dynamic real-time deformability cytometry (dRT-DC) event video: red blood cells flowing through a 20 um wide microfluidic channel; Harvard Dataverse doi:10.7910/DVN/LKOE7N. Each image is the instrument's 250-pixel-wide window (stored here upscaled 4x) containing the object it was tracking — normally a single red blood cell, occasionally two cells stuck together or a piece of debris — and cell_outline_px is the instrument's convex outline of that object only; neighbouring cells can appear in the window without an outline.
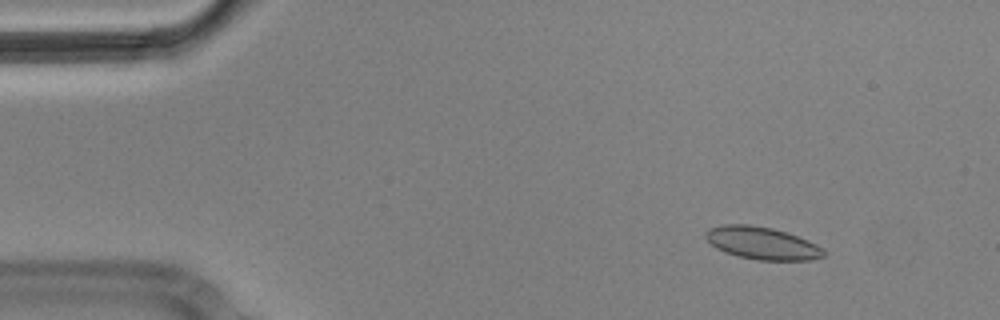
{"species": "Egyptian fruit bat (a non-hibernating species)", "species_latin": "Rousettus aegyptiacus", "temperature_condition": "cold", "stored_images_in_passage": 6, "camera_frame_rate_fps": 3000, "um_per_image_px": 0.085, "animal": {"sex": "male"}, "frame": {"image": 1, "passage_image": 2, "time_ms": 0.333, "image_size_px": [1000, 320], "cell_outline_px": [[824, 256], [812, 260], [756, 260], [724, 252], [716, 248], [704, 236], [704, 232], [708, 228], [724, 224], [748, 224], [772, 228], [788, 232], [808, 240], [824, 248]], "centroid_in_image_um": [64.77, 20.66], "position_along_channel_um": 20.2, "area_um2": 22.48}}
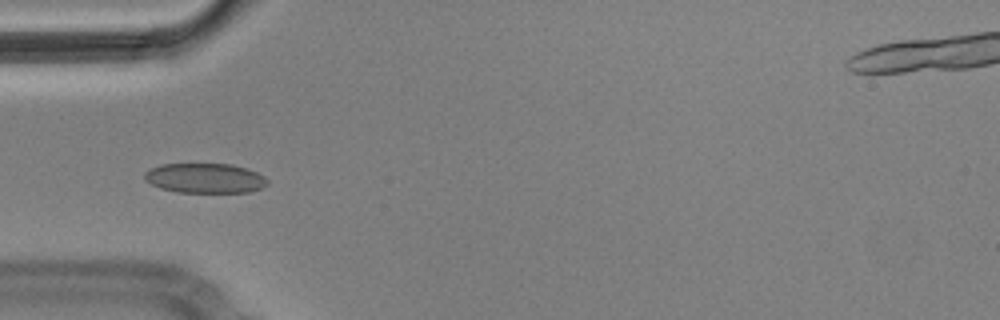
{"frame": {"image": 2, "passage_image": 5, "time_ms": 1.333, "image_size_px": [1000, 320], "cell_outline_px": [[268, 184], [260, 188], [248, 192], [176, 192], [160, 188], [144, 180], [144, 172], [160, 164], [232, 164], [256, 172], [264, 176], [268, 180]], "centroid_in_image_um": [17.4, 15.14], "position_along_channel_um": 67.6, "area_um2": 21.27}}